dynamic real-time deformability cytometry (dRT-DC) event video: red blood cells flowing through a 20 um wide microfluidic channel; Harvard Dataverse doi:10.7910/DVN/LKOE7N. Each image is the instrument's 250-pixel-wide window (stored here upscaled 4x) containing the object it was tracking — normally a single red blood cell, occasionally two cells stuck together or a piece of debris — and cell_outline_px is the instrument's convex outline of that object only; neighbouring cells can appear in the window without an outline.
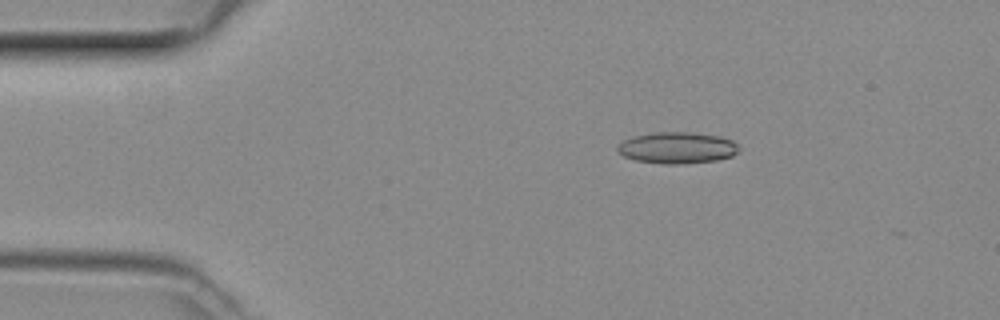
{"species": "common noctule bat (a hibernating species)", "species_latin": "Nyctalus noctula", "temperature_condition": "room temperature", "stored_images_in_passage": 43, "camera_frame_rate_fps": 3000, "um_per_image_px": 0.085, "animal": {"sex": "female", "body_mass_g": 29.2, "forearm_length_mm": 56.3}, "frame": {"image": 1, "passage_image": 8, "time_ms": 2.333, "image_size_px": [1000, 320], "cell_outline_px": [[740, 148], [732, 156], [716, 160], [676, 164], [664, 164], [636, 160], [624, 156], [616, 148], [616, 144], [624, 140], [636, 136], [656, 132], [692, 132], [720, 136], [732, 140]], "centroid_in_image_um": [57.56, 12.55], "position_along_channel_um": 27.4, "area_um2": 22.08}}
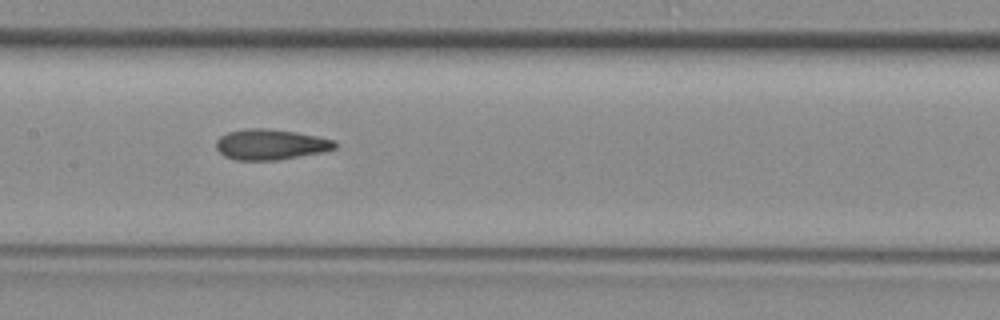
{"frame": {"image": 2, "passage_image": 23, "time_ms": 7.333, "image_size_px": [1000, 320], "cell_outline_px": [[336, 148], [324, 152], [280, 160], [236, 160], [224, 156], [216, 148], [216, 140], [220, 136], [228, 132], [248, 128], [268, 128], [296, 132], [316, 136], [332, 140], [336, 144]], "centroid_in_image_um": [22.98, 12.28], "position_along_channel_um": 184.4, "area_um2": 21.21}}
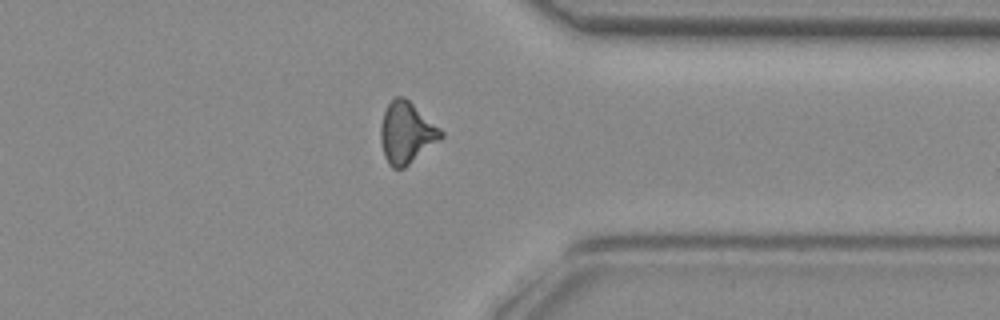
{"frame": {"image": 3, "passage_image": 37, "time_ms": 12.0, "image_size_px": [1000, 320], "cell_outline_px": [[444, 136], [440, 140], [404, 168], [392, 168], [388, 164], [384, 156], [380, 140], [380, 124], [384, 112], [388, 104], [396, 96], [404, 96], [440, 128], [444, 132]], "centroid_in_image_um": [34.54, 11.29], "position_along_channel_um": 376.9, "area_um2": 21.56}}